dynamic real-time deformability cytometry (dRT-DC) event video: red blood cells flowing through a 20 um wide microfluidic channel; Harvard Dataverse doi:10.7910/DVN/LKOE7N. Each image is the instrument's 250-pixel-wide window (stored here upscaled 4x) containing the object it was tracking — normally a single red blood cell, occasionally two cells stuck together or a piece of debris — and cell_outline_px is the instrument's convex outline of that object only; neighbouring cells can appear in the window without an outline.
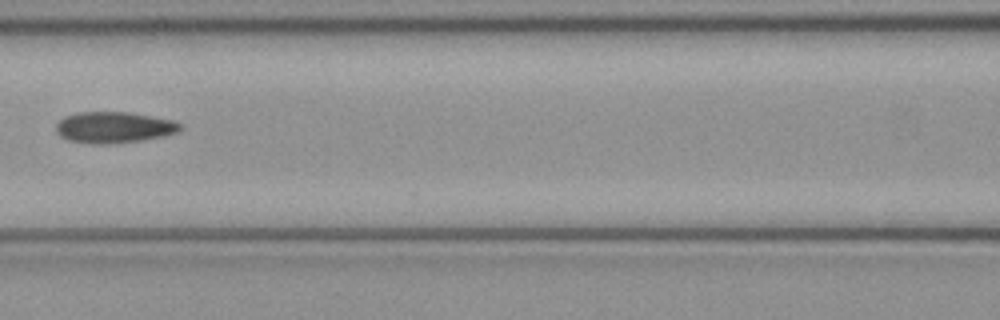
{"species": "common noctule bat (a hibernating species)", "species_latin": "Nyctalus noctula", "temperature_condition": "cold", "stored_images_in_passage": 5, "camera_frame_rate_fps": 3000, "um_per_image_px": 0.085, "animal": {"sex": "female", "body_mass_g": 21.9}, "frame": {"image": 1, "passage_image": 5, "time_ms": 1.333, "image_size_px": [1000, 320], "cell_outline_px": [[184, 128], [176, 132], [164, 136], [140, 140], [108, 144], [92, 144], [68, 140], [60, 136], [56, 132], [56, 124], [64, 116], [76, 112], [128, 112], [176, 120]], "centroid_in_image_um": [9.68, 10.82], "position_along_channel_um": 156.9, "area_um2": 22.72}}